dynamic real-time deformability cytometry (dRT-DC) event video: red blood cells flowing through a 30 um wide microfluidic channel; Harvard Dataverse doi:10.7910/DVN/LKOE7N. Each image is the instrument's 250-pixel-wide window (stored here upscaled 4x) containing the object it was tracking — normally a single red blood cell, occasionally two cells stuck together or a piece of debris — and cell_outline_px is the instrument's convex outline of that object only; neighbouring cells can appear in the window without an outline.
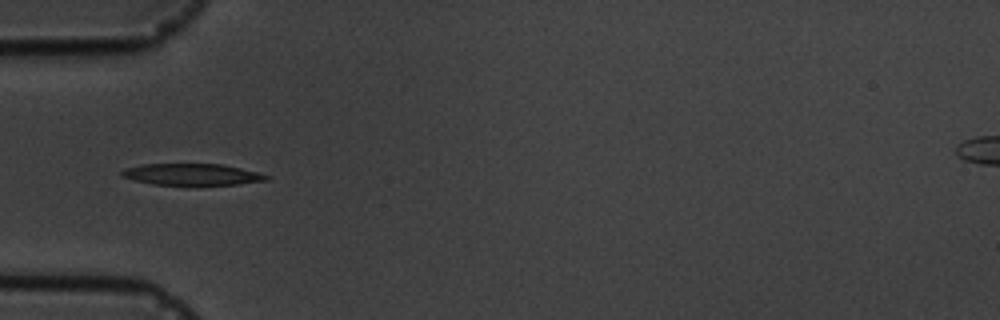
{"species": "common noctule bat (a hibernating species)", "species_latin": "Nyctalus noctula", "temperature_condition": "cold", "stored_images_in_passage": 14, "camera_frame_rate_fps": 3000, "um_per_image_px": 0.085, "animal": {"sex": "male", "body_mass_g": 19.5, "forearm_length_mm": 54.6}, "frame": {"image": 1, "passage_image": 3, "time_ms": 2.333, "image_size_px": [1000, 320], "cell_outline_px": [[272, 180], [236, 184], [152, 184], [120, 176], [120, 172], [124, 168], [144, 164], [220, 164], [240, 168], [272, 176]], "centroid_in_image_um": [16.34, 14.82], "position_along_channel_um": 68.7, "area_um2": 17.92}}
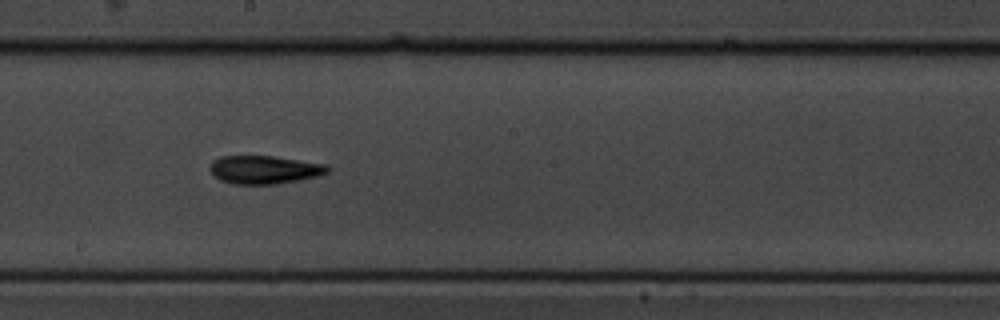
{"frame": {"image": 2, "passage_image": 7, "time_ms": 6.667, "image_size_px": [1000, 320], "cell_outline_px": [[332, 168], [328, 172], [320, 176], [300, 180], [276, 184], [232, 184], [220, 180], [208, 168], [212, 160], [220, 156], [272, 156], [328, 164]], "centroid_in_image_um": [22.51, 14.42], "position_along_channel_um": 225.7, "area_um2": 19.59}}
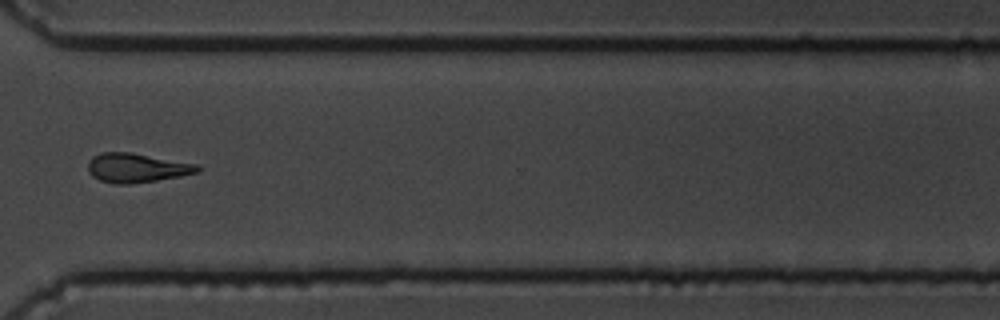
{"frame": {"image": 3, "passage_image": 10, "time_ms": 10.333, "image_size_px": [1000, 320], "cell_outline_px": [[200, 172], [180, 176], [156, 180], [128, 184], [112, 184], [100, 180], [92, 176], [88, 172], [88, 160], [92, 156], [100, 152], [128, 152], [200, 164]], "centroid_in_image_um": [11.61, 14.26], "position_along_channel_um": 359.0, "area_um2": 18.79}, "authors_computed_cell_mechanics": {"area_um2": 18.496, "velocity_mm_per_s": 3.6447, "shape_relaxation_time_tau1_ms": 2.5659, "shape_relaxation_time_tau2_ms": 7.9797, "deformation_change_tau1": 0.0914, "deformation_change_tau2": 0.163}}